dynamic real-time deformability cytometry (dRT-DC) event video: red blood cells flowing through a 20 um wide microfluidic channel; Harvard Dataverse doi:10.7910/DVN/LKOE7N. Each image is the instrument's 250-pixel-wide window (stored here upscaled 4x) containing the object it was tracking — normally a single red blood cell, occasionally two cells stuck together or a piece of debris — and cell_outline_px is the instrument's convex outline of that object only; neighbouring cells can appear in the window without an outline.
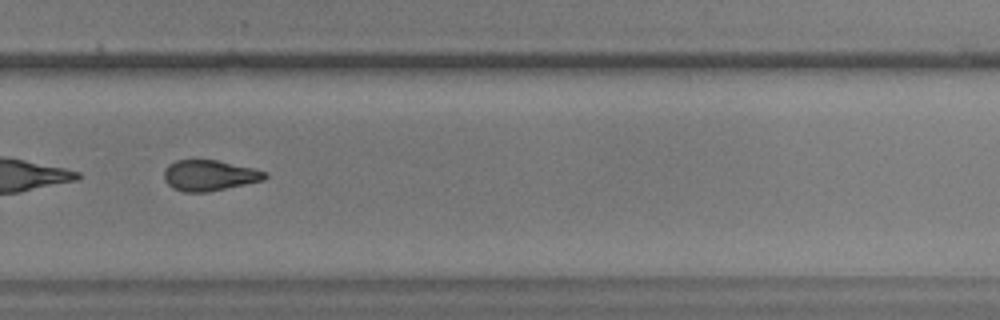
{"species": "common noctule bat (a hibernating species)", "species_latin": "Nyctalus noctula", "temperature_condition": "warm", "stored_images_in_passage": 48, "segment_of_instrument_passage": [2, 2], "camera_frame_rate_fps": 3000, "um_per_image_px": 0.085, "animal": {"sex": "male", "body_mass_g": 17.9, "forearm_length_mm": 54.2}, "frame": {"image": 1, "passage_image": 33, "time_ms": 10.667, "image_size_px": [1000, 320], "cell_outline_px": [[268, 176], [264, 180], [208, 192], [184, 192], [172, 188], [164, 180], [164, 172], [168, 164], [176, 160], [216, 160], [252, 168], [268, 172]], "centroid_in_image_um": [17.79, 14.91], "position_along_channel_um": 312.0, "area_um2": 18.03}}